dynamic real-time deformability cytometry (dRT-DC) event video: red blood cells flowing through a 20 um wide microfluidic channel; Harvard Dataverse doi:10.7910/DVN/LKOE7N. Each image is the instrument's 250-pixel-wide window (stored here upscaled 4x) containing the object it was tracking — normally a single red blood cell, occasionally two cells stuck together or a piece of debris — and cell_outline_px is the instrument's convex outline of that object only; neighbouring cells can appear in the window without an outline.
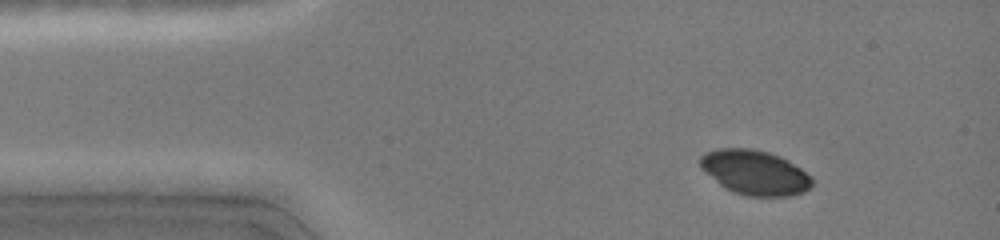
{"species": "common noctule bat (a hibernating species)", "species_latin": "Nyctalus noctula", "temperature_condition": "cold", "stored_images_in_passage": 45, "camera_frame_rate_fps": 3000, "um_per_image_px": 0.085, "animal": {"sex": "female", "body_mass_g": 19.0, "forearm_length_mm": 51.5}, "frame": {"image": 1, "passage_image": 6, "time_ms": 1.667, "image_size_px": [1000, 240], "cell_outline_px": [[812, 184], [804, 192], [792, 196], [748, 196], [732, 192], [724, 188], [700, 168], [700, 156], [704, 152], [716, 148], [752, 148], [768, 152], [780, 156], [788, 160], [812, 176]], "centroid_in_image_um": [64.14, 14.65], "position_along_channel_um": 20.9, "area_um2": 29.36}}
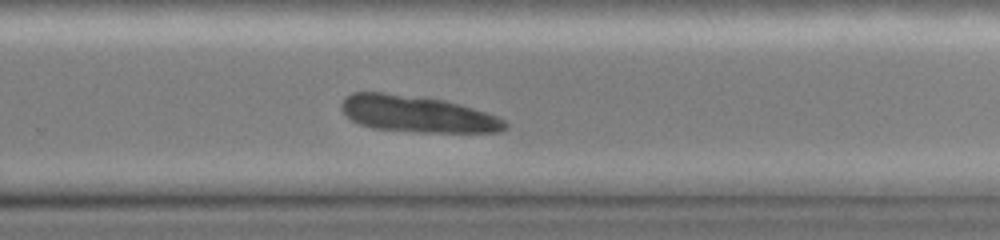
{"frame": {"image": 2, "passage_image": 31, "time_ms": 10.0, "image_size_px": [1000, 240], "cell_outline_px": [[508, 128], [500, 132], [420, 132], [372, 128], [360, 124], [352, 120], [340, 108], [340, 104], [352, 92], [384, 92], [444, 100], [460, 104], [496, 116], [504, 120], [508, 124]], "centroid_in_image_um": [35.47, 9.69], "position_along_channel_um": 294.3, "area_um2": 34.62}}